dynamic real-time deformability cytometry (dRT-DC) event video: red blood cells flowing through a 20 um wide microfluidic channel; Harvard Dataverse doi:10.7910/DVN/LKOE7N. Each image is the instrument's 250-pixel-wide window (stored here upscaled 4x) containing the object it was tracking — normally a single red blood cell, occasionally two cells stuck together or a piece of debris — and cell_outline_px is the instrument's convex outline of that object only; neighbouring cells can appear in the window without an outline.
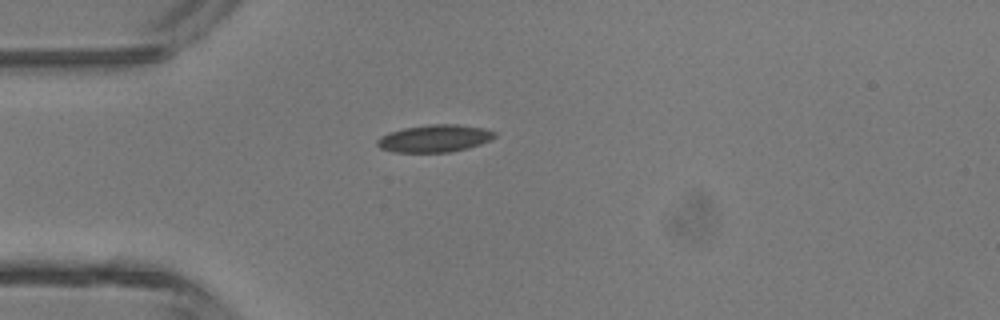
{"species": "common noctule bat (a hibernating species)", "species_latin": "Nyctalus noctula", "temperature_condition": "room temperature", "stored_images_in_passage": 2, "camera_frame_rate_fps": 3000, "um_per_image_px": 0.085, "animal": {"sex": "male", "body_mass_g": 13.3}, "frame": {"image": 1, "passage_image": 1, "time_ms": 0.0, "image_size_px": [1000, 320], "cell_outline_px": [[496, 136], [480, 144], [468, 148], [452, 152], [392, 152], [380, 148], [376, 144], [376, 140], [380, 136], [388, 132], [404, 128], [428, 124], [456, 124], [484, 128], [496, 132]], "centroid_in_image_um": [36.91, 11.76], "position_along_channel_um": 48.1, "area_um2": 18.84}}